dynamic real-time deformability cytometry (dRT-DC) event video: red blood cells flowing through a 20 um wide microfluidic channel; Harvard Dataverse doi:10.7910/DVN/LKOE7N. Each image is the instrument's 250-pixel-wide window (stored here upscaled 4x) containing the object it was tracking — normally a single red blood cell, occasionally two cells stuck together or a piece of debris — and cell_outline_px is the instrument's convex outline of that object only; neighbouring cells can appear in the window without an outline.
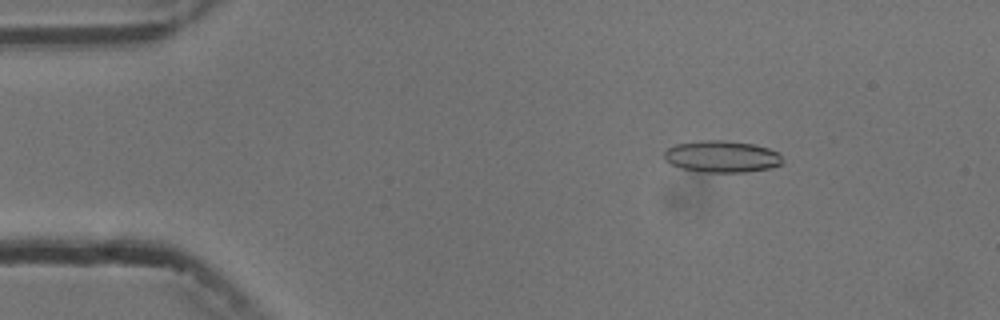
{"species": "common noctule bat (a hibernating species)", "species_latin": "Nyctalus noctula", "temperature_condition": "cold", "stored_images_in_passage": 6, "camera_frame_rate_fps": 3000, "um_per_image_px": 0.085, "animal": {"sex": "male", "body_mass_g": 13.3}, "frame": {"image": 1, "passage_image": 2, "time_ms": 1.333, "image_size_px": [1000, 320], "cell_outline_px": [[780, 164], [772, 168], [744, 172], [700, 172], [680, 168], [664, 160], [664, 152], [668, 148], [676, 144], [700, 140], [728, 140], [756, 144], [780, 152]], "centroid_in_image_um": [61.34, 13.3], "position_along_channel_um": 23.7, "area_um2": 22.08}}
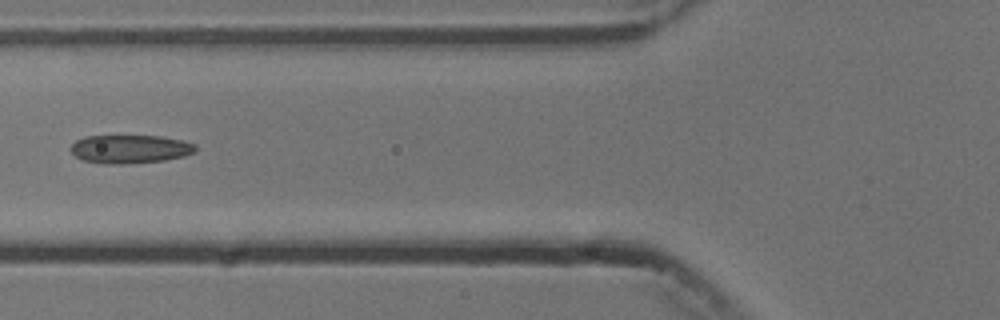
{"frame": {"image": 2, "passage_image": 5, "time_ms": 5.667, "image_size_px": [1000, 320], "cell_outline_px": [[196, 152], [184, 156], [164, 160], [124, 164], [100, 164], [84, 160], [76, 156], [72, 152], [72, 144], [76, 140], [84, 136], [160, 136], [180, 140], [196, 144]], "centroid_in_image_um": [11.06, 12.67], "position_along_channel_um": 114.7, "area_um2": 20.63}}
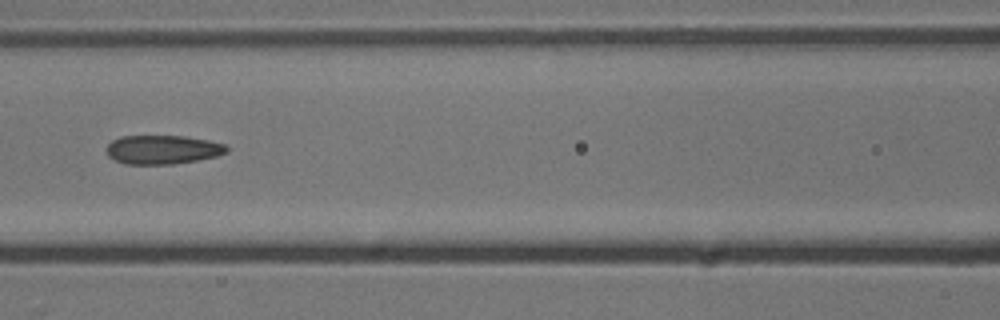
{"frame": {"image": 3, "passage_image": 6, "time_ms": 6.667, "image_size_px": [1000, 320], "cell_outline_px": [[228, 152], [216, 156], [196, 160], [172, 164], [124, 164], [108, 156], [108, 144], [112, 140], [120, 136], [184, 136], [208, 140], [224, 144], [228, 148]], "centroid_in_image_um": [13.82, 12.71], "position_along_channel_um": 152.8, "area_um2": 20.11}}